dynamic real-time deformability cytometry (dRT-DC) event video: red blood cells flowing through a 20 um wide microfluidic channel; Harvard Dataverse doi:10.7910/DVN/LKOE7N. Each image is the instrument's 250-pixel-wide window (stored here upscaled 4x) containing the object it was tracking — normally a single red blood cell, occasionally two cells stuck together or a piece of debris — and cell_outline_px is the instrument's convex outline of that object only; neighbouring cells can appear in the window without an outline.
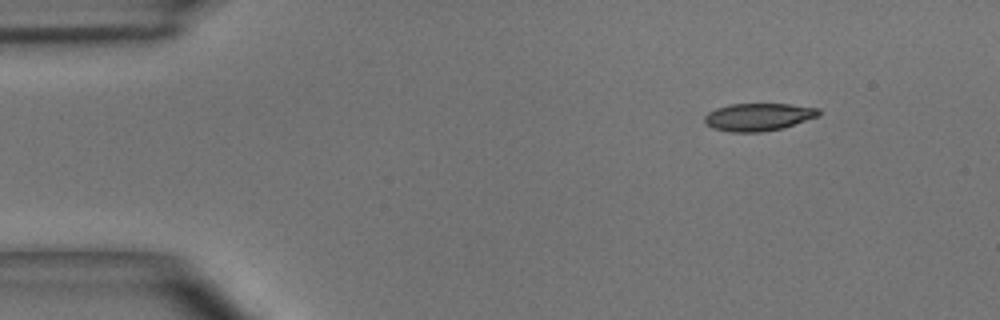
{"species": "common noctule bat (a hibernating species)", "species_latin": "Nyctalus noctula", "temperature_condition": "room temperature", "stored_images_in_passage": 7, "camera_frame_rate_fps": 3000, "um_per_image_px": 0.085, "animal": {"sex": "male", "body_mass_g": 15.6}, "frame": {"image": 1, "passage_image": 1, "time_ms": 0.0, "image_size_px": [1000, 320], "cell_outline_px": [[820, 116], [784, 128], [760, 132], [732, 132], [712, 128], [704, 124], [704, 116], [708, 112], [716, 108], [728, 104], [792, 104], [820, 108]], "centroid_in_image_um": [64.47, 9.94], "position_along_channel_um": 20.5, "area_um2": 18.67}}